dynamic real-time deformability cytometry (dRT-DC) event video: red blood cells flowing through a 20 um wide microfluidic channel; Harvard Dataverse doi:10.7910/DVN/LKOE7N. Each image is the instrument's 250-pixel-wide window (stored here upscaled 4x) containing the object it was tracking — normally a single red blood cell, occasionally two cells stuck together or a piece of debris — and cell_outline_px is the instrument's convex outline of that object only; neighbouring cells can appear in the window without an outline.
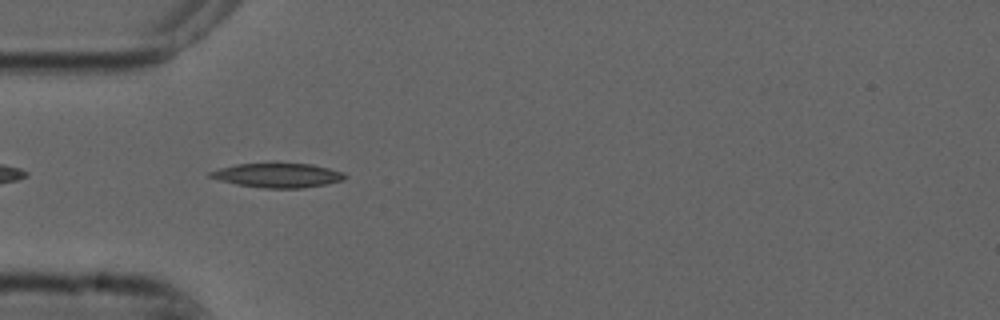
{"species": "common noctule bat (a hibernating species)", "species_latin": "Nyctalus noctula", "temperature_condition": "cold", "stored_images_in_passage": 41, "camera_frame_rate_fps": 3000, "um_per_image_px": 0.085, "animal": {"sex": "male", "forearm_length_mm": 52.5}, "frame": {"image": 1, "passage_image": 3, "time_ms": 0.667, "image_size_px": [1000, 320], "cell_outline_px": [[348, 176], [344, 180], [304, 188], [264, 188], [236, 184], [220, 180], [208, 176], [208, 172], [220, 168], [236, 164], [276, 160], [312, 164], [344, 172]], "centroid_in_image_um": [23.61, 14.85], "position_along_channel_um": 61.4, "area_um2": 20.0}}
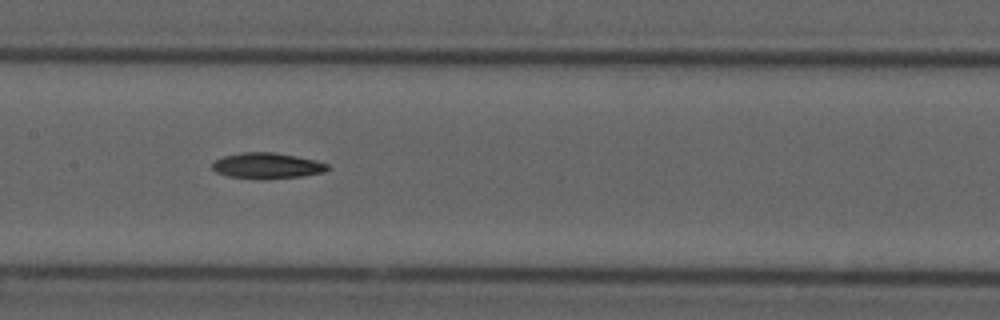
{"frame": {"image": 2, "passage_image": 13, "time_ms": 4.0, "image_size_px": [1000, 320], "cell_outline_px": [[332, 168], [324, 172], [304, 176], [264, 180], [260, 180], [228, 176], [216, 172], [212, 168], [212, 164], [216, 160], [224, 156], [240, 152], [276, 152], [316, 160], [328, 164]], "centroid_in_image_um": [22.74, 14.1], "position_along_channel_um": 184.7, "area_um2": 17.69}}
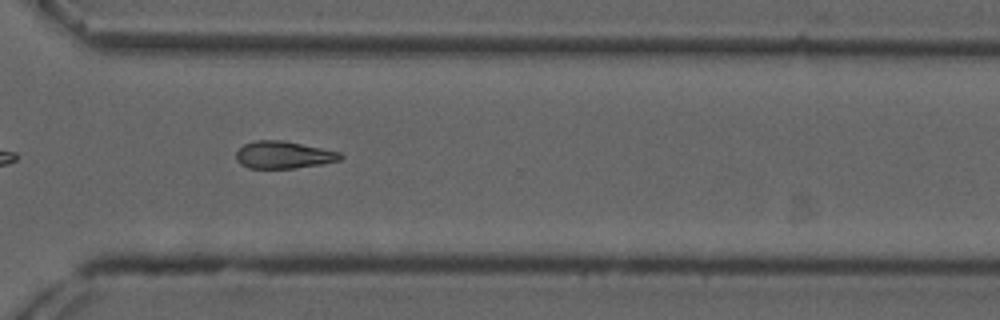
{"frame": {"image": 3, "passage_image": 26, "time_ms": 8.333, "image_size_px": [1000, 320], "cell_outline_px": [[344, 156], [340, 160], [320, 164], [296, 168], [248, 168], [240, 164], [236, 160], [236, 152], [244, 144], [256, 140], [284, 140], [340, 152]], "centroid_in_image_um": [24.09, 13.16], "position_along_channel_um": 346.5, "area_um2": 16.59}, "authors_computed_cell_mechanics": {"area_um2": 16.8776, "velocity_mm_per_s": 3.7485, "shape_relaxation_time_tau1_ms": 8.5252, "shape_relaxation_time_tau2_ms": null, "deformation_change_tau1": 0.1525, "deformation_change_tau2": null}}